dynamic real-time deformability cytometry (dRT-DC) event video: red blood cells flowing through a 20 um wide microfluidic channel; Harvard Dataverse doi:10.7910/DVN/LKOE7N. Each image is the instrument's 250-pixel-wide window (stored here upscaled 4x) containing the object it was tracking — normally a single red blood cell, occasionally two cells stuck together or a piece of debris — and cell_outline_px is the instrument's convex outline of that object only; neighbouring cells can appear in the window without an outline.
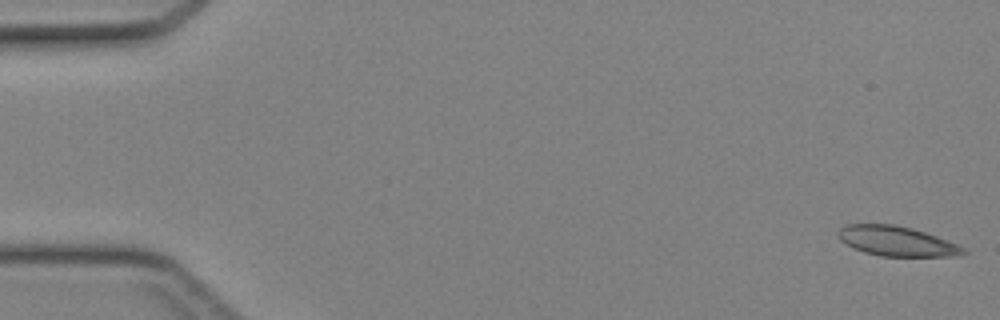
{"species": "Egyptian fruit bat (a non-hibernating species)", "species_latin": "Rousettus aegyptiacus", "temperature_condition": "cold", "stored_images_in_passage": 45, "camera_frame_rate_fps": 3000, "um_per_image_px": 0.085, "animal": {"sex": "female"}, "frame": {"image": 1, "passage_image": 1, "time_ms": 0.0, "image_size_px": [1000, 320], "cell_outline_px": [[968, 252], [960, 256], [880, 256], [864, 252], [840, 240], [836, 232], [840, 228], [848, 224], [892, 224], [912, 228], [948, 240], [964, 248]], "centroid_in_image_um": [76.23, 20.5], "position_along_channel_um": 8.8, "area_um2": 21.62}}
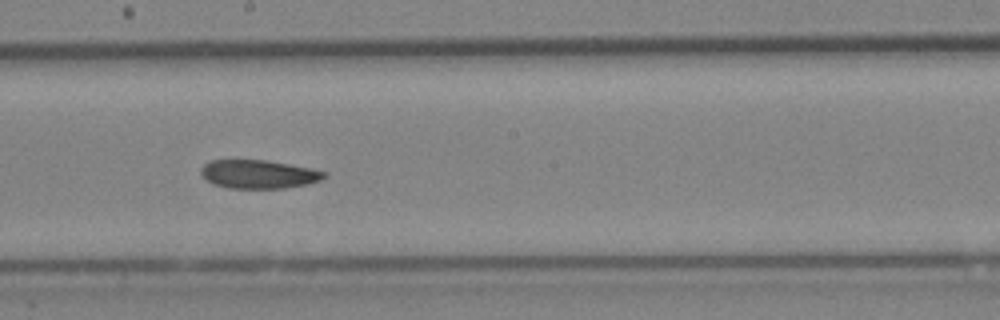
{"frame": {"image": 2, "passage_image": 25, "time_ms": 8.0, "image_size_px": [1000, 320], "cell_outline_px": [[328, 172], [320, 180], [304, 184], [284, 188], [228, 188], [212, 184], [200, 172], [200, 168], [204, 164], [212, 160], [268, 160]], "centroid_in_image_um": [21.93, 14.8], "position_along_channel_um": 226.3, "area_um2": 20.23}}
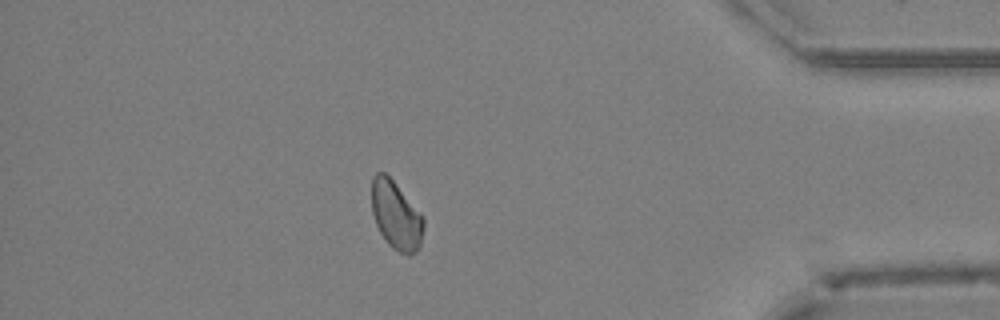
{"frame": {"image": 3, "passage_image": 39, "time_ms": 12.667, "image_size_px": [1000, 320], "cell_outline_px": [[424, 228], [420, 244], [416, 252], [408, 256], [392, 248], [388, 244], [380, 232], [376, 224], [372, 212], [372, 176], [376, 172], [384, 172], [396, 184], [424, 216]], "centroid_in_image_um": [33.67, 18.31], "position_along_channel_um": 401.5, "area_um2": 20.69}}